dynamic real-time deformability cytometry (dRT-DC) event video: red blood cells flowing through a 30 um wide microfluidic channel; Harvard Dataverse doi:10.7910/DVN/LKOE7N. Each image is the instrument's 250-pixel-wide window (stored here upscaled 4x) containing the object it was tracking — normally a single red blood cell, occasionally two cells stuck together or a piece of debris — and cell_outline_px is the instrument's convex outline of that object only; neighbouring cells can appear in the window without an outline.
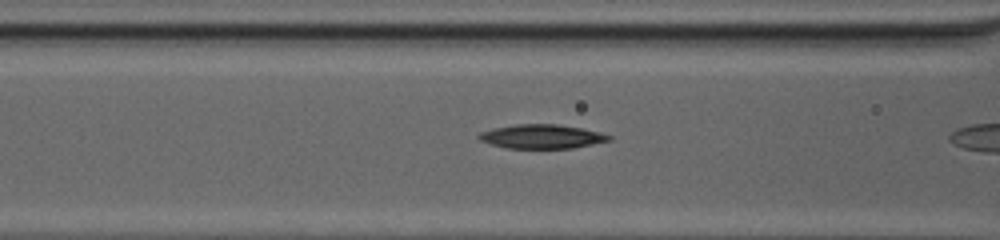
{"species": "common noctule bat (a hibernating species)", "species_latin": "Nyctalus noctula", "temperature_condition": "cold", "stored_images_in_passage": 7, "camera_frame_rate_fps": 3000, "um_per_image_px": 0.085, "animal": {"sex": "female", "body_mass_g": 20.0, "forearm_length_mm": 54.0}, "frame": {"image": 1, "passage_image": 6, "time_ms": 1.667, "image_size_px": [1000, 240], "cell_outline_px": [[612, 140], [572, 148], [504, 148], [480, 140], [476, 136], [480, 132], [496, 128], [516, 124], [556, 124], [580, 128], [600, 132], [612, 136]], "centroid_in_image_um": [46.05, 11.6], "position_along_channel_um": 120.5, "area_um2": 18.09}}